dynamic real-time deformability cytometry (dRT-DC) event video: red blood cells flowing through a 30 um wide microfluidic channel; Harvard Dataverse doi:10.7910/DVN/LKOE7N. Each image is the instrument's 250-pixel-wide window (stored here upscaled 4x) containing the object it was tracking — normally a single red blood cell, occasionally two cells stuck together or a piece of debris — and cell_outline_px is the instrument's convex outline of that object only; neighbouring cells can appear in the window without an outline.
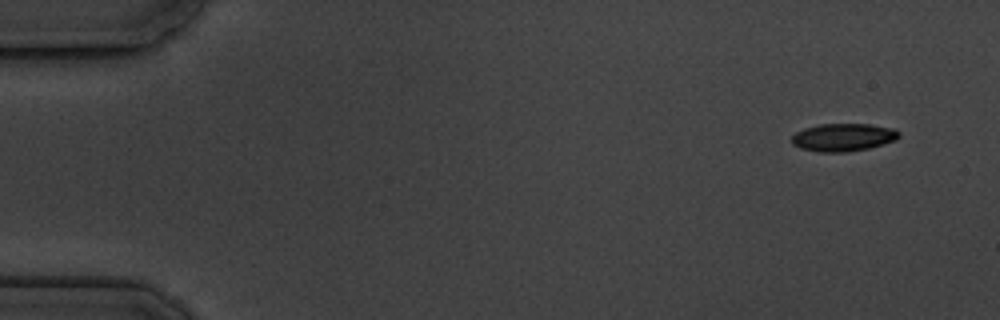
{"species": "common noctule bat (a hibernating species)", "species_latin": "Nyctalus noctula", "temperature_condition": "cold", "stored_images_in_passage": 7, "camera_frame_rate_fps": 3000, "um_per_image_px": 0.085, "animal": {"sex": "male", "body_mass_g": 19.5, "forearm_length_mm": 54.6}, "frame": {"image": 1, "passage_image": 1, "time_ms": 0.0, "image_size_px": [1000, 320], "cell_outline_px": [[900, 136], [896, 140], [884, 144], [868, 148], [848, 152], [820, 152], [800, 148], [792, 144], [792, 136], [796, 132], [804, 128], [816, 124], [872, 124], [892, 128], [900, 132]], "centroid_in_image_um": [71.68, 11.67], "position_along_channel_um": 13.3, "area_um2": 17.51}}